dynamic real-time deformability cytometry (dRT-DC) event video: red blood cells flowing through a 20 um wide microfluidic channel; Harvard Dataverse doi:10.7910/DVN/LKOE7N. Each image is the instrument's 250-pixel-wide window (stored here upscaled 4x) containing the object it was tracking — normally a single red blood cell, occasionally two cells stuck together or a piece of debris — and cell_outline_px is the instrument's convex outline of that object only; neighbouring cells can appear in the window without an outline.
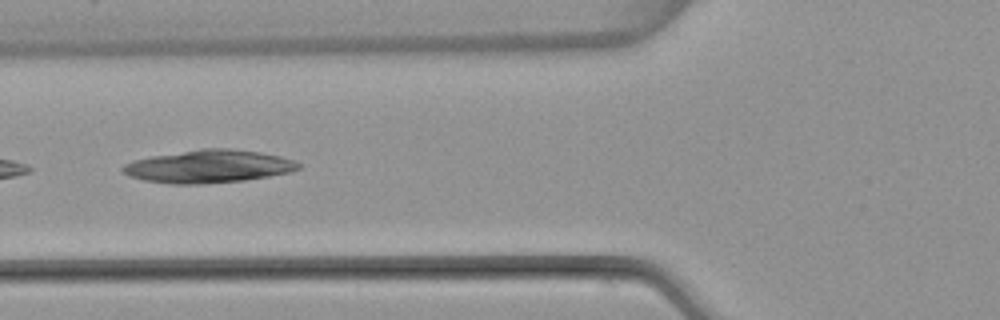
{"species": "common noctule bat (a hibernating species)", "species_latin": "Nyctalus noctula", "temperature_condition": "warm", "stored_images_in_passage": 6, "camera_frame_rate_fps": 3000, "um_per_image_px": 0.085, "animal": {"sex": "female", "body_mass_g": 22.7, "forearm_length_mm": 54.2}, "frame": {"image": 1, "passage_image": 6, "time_ms": 6.0, "image_size_px": [1000, 320], "cell_outline_px": [[300, 168], [288, 172], [268, 176], [244, 180], [204, 184], [172, 184], [144, 180], [128, 176], [120, 172], [120, 168], [124, 164], [132, 160], [152, 156], [204, 148], [228, 148], [260, 152], [280, 156], [296, 160], [300, 164]], "centroid_in_image_um": [17.69, 14.14], "position_along_channel_um": 108.1, "area_um2": 33.7}}